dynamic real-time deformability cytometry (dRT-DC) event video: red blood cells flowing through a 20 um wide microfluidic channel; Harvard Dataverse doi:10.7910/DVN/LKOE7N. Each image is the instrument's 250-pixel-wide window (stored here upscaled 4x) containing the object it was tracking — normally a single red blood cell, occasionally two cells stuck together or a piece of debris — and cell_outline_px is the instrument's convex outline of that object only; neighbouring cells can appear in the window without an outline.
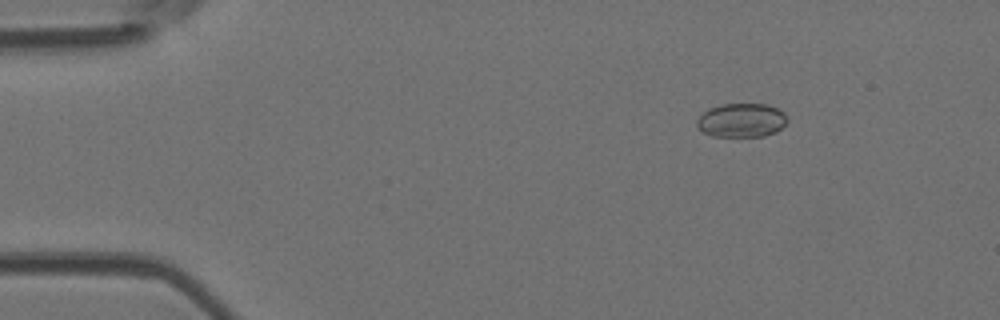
{"species": "Egyptian fruit bat (a non-hibernating species)", "species_latin": "Rousettus aegyptiacus", "temperature_condition": "room temperature", "stored_images_in_passage": 6, "camera_frame_rate_fps": 3000, "um_per_image_px": 0.085, "animal": {"sex": "female"}, "frame": {"image": 1, "passage_image": 2, "time_ms": 1.0, "image_size_px": [1000, 320], "cell_outline_px": [[788, 120], [776, 132], [764, 136], [712, 136], [704, 132], [696, 124], [696, 120], [704, 112], [712, 108], [724, 104], [768, 104], [784, 112], [788, 116]], "centroid_in_image_um": [63.07, 10.22], "position_along_channel_um": 21.9, "area_um2": 17.69}}
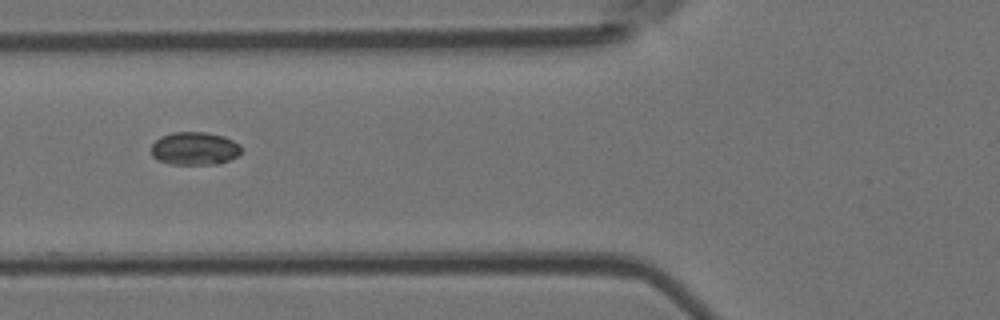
{"frame": {"image": 2, "passage_image": 5, "time_ms": 5.333, "image_size_px": [1000, 320], "cell_outline_px": [[240, 152], [236, 156], [220, 164], [172, 164], [156, 160], [152, 156], [152, 144], [160, 136], [172, 132], [204, 132], [224, 136], [240, 144]], "centroid_in_image_um": [16.52, 12.62], "position_along_channel_um": 109.3, "area_um2": 17.34}}
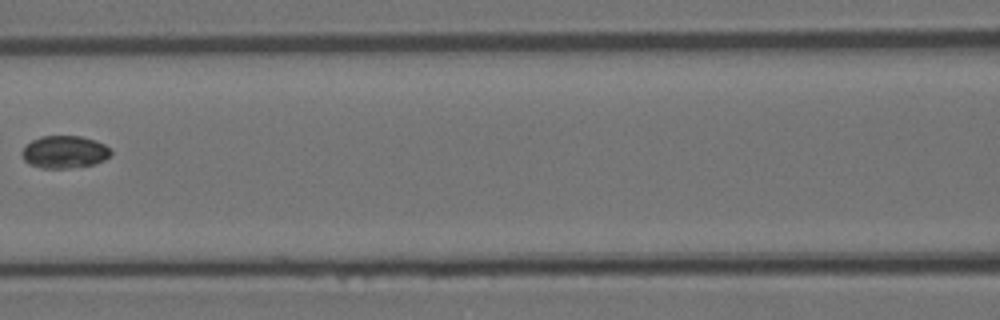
{"frame": {"image": 3, "passage_image": 6, "time_ms": 6.667, "image_size_px": [1000, 320], "cell_outline_px": [[112, 152], [104, 160], [92, 164], [68, 168], [40, 168], [28, 164], [24, 160], [20, 152], [32, 140], [40, 136], [80, 136], [96, 140], [104, 144]], "centroid_in_image_um": [5.45, 12.91], "position_along_channel_um": 161.2, "area_um2": 16.76}}